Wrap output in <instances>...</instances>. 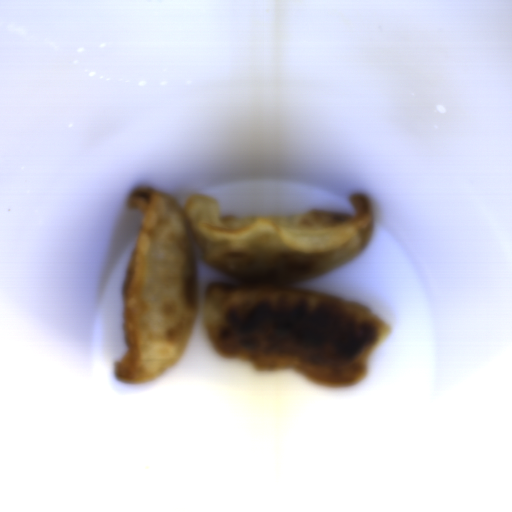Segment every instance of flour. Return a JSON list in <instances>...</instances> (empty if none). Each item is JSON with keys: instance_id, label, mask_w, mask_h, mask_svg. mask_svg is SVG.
I'll use <instances>...</instances> for the list:
<instances>
[{"instance_id": "c2a2500e", "label": "flour", "mask_w": 512, "mask_h": 512, "mask_svg": "<svg viewBox=\"0 0 512 512\" xmlns=\"http://www.w3.org/2000/svg\"><path fill=\"white\" fill-rule=\"evenodd\" d=\"M353 214L220 216L213 196L180 205L158 188L127 199L141 226L123 292L127 350L113 365L124 385H145L183 356L194 332L196 248L236 283L205 287L204 332L223 358L254 371H297L317 384L349 387L366 378L370 356L390 332L378 314L344 298L289 287L353 260L374 229L368 196L352 195Z\"/></svg>"}]
</instances>
